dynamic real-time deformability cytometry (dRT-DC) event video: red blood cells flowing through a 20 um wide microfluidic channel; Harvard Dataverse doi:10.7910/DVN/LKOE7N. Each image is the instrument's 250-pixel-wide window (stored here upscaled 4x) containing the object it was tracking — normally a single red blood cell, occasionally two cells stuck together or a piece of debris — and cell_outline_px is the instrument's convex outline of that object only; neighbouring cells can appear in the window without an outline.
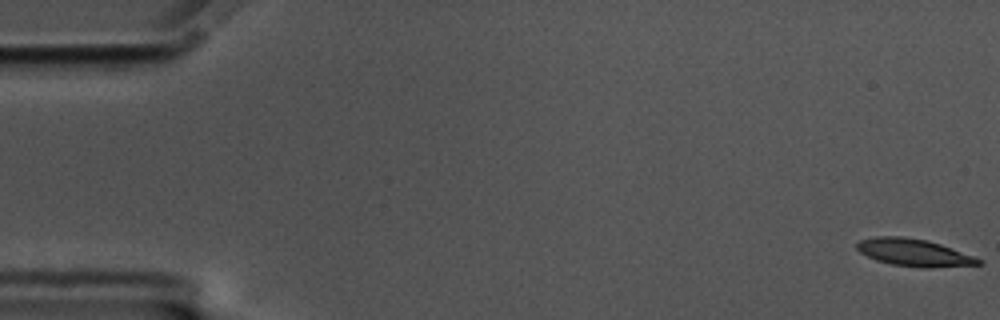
{"species": "common noctule bat (a hibernating species)", "species_latin": "Nyctalus noctula", "temperature_condition": "cold", "stored_images_in_passage": 16, "camera_frame_rate_fps": 3000, "um_per_image_px": 0.085, "animal": {"sex": "male", "body_mass_g": 17.5, "forearm_length_mm": 52.3}, "frame": {"image": 1, "passage_image": 1, "time_ms": 0.0, "image_size_px": [1000, 320], "cell_outline_px": [[984, 264], [932, 268], [924, 268], [892, 264], [876, 260], [860, 252], [856, 248], [856, 244], [860, 240], [876, 236], [900, 236], [924, 240], [940, 244], [984, 260]], "centroid_in_image_um": [77.7, 21.48], "position_along_channel_um": 7.3, "area_um2": 19.25}}
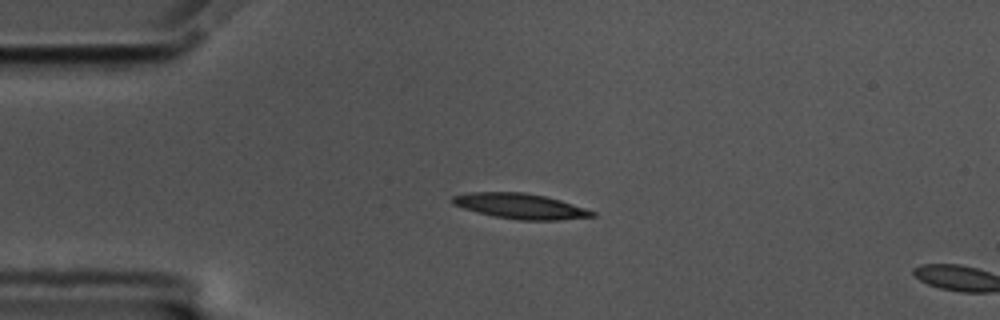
{"frame": {"image": 2, "passage_image": 14, "time_ms": 4.333, "image_size_px": [1000, 320], "cell_outline_px": [[596, 216], [560, 220], [516, 220], [492, 216], [464, 208], [452, 204], [452, 196], [468, 192], [524, 192], [544, 196], [560, 200], [596, 212]], "centroid_in_image_um": [44.21, 17.52], "position_along_channel_um": 40.8, "area_um2": 20.58}}